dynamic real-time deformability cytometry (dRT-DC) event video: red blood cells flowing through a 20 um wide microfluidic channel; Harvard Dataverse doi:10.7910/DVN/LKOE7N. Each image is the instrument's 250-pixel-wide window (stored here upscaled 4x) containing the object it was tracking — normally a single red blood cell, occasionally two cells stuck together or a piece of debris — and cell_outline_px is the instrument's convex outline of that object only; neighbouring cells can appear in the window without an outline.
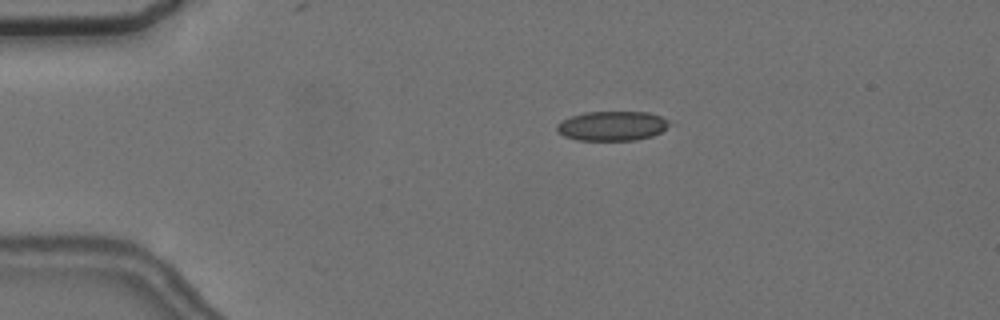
{"species": "common noctule bat (a hibernating species)", "species_latin": "Nyctalus noctula", "temperature_condition": "cold", "stored_images_in_passage": 6, "camera_frame_rate_fps": 3000, "um_per_image_px": 0.085, "animal": {"sex": "female", "body_mass_g": 24.6, "forearm_length_mm": 56.2}, "frame": {"image": 1, "passage_image": 4, "time_ms": 3.667, "image_size_px": [1000, 320], "cell_outline_px": [[676, 124], [652, 136], [636, 140], [576, 140], [564, 136], [556, 132], [556, 124], [560, 120], [584, 112], [648, 112], [660, 116]], "centroid_in_image_um": [52.05, 10.7], "position_along_channel_um": 33.0, "area_um2": 19.71}}